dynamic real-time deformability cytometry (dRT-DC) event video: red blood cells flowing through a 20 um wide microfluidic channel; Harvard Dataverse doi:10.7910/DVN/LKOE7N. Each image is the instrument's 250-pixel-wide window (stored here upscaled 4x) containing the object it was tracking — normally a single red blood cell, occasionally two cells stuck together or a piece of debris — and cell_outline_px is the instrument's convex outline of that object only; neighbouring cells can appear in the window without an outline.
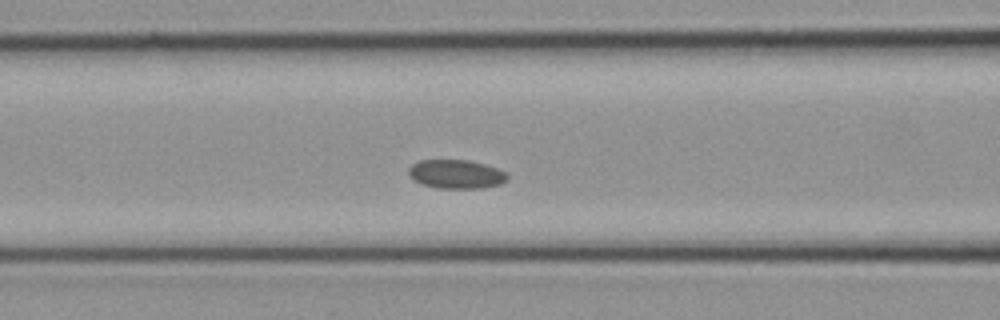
{"species": "common noctule bat (a hibernating species)", "species_latin": "Nyctalus noctula", "temperature_condition": "cold", "stored_images_in_passage": 15, "camera_frame_rate_fps": 3000, "um_per_image_px": 0.085, "animal": {"sex": "female", "body_mass_g": 21.9}, "frame": {"image": 1, "passage_image": 9, "time_ms": 2.667, "image_size_px": [1000, 320], "cell_outline_px": [[508, 180], [500, 184], [480, 188], [440, 188], [420, 184], [412, 180], [408, 176], [408, 168], [412, 164], [420, 160], [468, 160], [484, 164], [496, 168], [504, 172], [508, 176]], "centroid_in_image_um": [38.72, 14.8], "position_along_channel_um": 127.9, "area_um2": 16.65}}
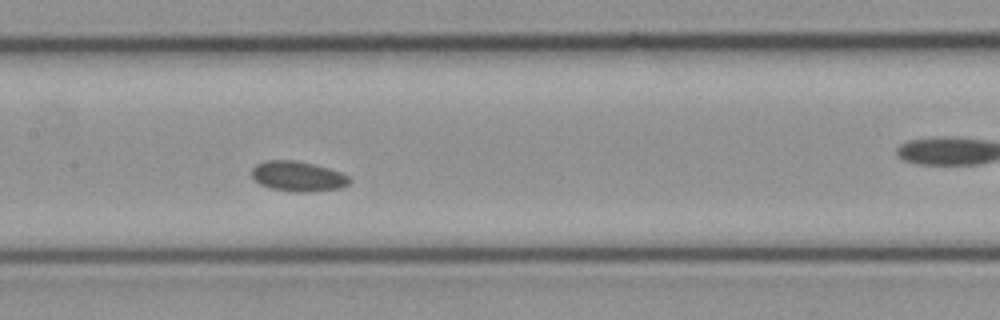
{"frame": {"image": 2, "passage_image": 11, "time_ms": 3.333, "image_size_px": [1000, 320], "cell_outline_px": [[352, 180], [348, 184], [340, 188], [304, 192], [296, 192], [272, 188], [260, 184], [252, 176], [252, 168], [256, 164], [264, 160], [296, 160], [328, 168], [340, 172], [348, 176]], "centroid_in_image_um": [25.31, 14.97], "position_along_channel_um": 182.1, "area_um2": 16.99}}